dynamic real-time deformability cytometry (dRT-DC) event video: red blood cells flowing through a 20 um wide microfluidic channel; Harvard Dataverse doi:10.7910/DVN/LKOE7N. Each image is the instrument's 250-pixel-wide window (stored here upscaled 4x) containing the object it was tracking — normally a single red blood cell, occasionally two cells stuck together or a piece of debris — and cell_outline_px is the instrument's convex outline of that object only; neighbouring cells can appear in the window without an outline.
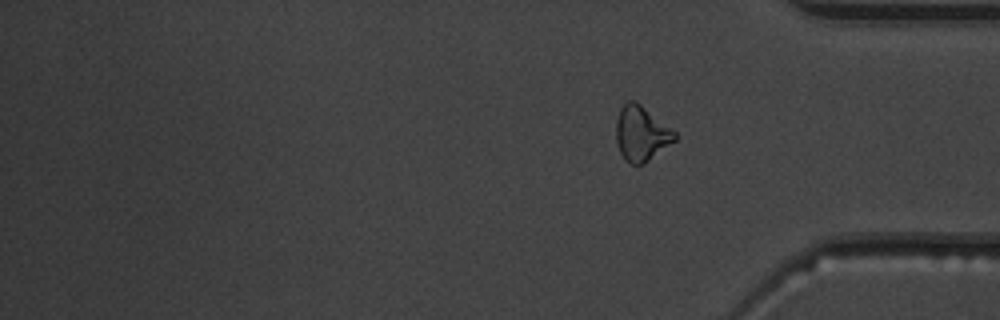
{"species": "common noctule bat (a hibernating species)", "species_latin": "Nyctalus noctula", "temperature_condition": "warm", "stored_images_in_passage": 17, "camera_frame_rate_fps": 3000, "um_per_image_px": 0.085, "animal": {"sex": "male", "body_mass_g": 19.5, "forearm_length_mm": 54.6}, "frame": {"image": 1, "passage_image": 17, "time_ms": 5.333, "image_size_px": [1000, 320], "cell_outline_px": [[676, 140], [644, 164], [632, 164], [624, 160], [620, 152], [616, 140], [616, 120], [620, 108], [628, 100], [636, 100], [672, 128], [676, 132]], "centroid_in_image_um": [54.51, 11.34], "position_along_channel_um": 380.7, "area_um2": 18.96}}